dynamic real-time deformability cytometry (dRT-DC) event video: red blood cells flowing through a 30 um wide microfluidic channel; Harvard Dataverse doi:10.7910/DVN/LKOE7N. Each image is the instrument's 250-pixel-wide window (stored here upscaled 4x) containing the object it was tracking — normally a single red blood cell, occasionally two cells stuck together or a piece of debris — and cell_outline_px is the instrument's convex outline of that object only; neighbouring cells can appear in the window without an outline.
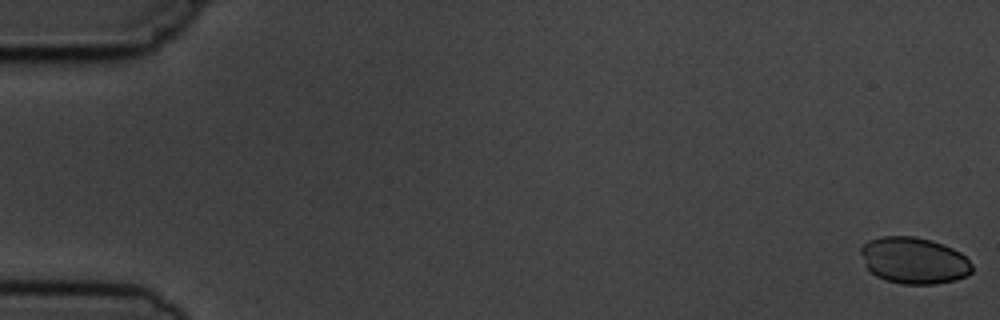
{"species": "common noctule bat (a hibernating species)", "species_latin": "Nyctalus noctula", "temperature_condition": "cold", "stored_images_in_passage": 7, "camera_frame_rate_fps": 3000, "um_per_image_px": 0.085, "animal": {"sex": "male", "body_mass_g": 19.5, "forearm_length_mm": 54.6}, "frame": {"image": 1, "passage_image": 1, "time_ms": 0.0, "image_size_px": [1000, 320], "cell_outline_px": [[972, 272], [968, 276], [956, 280], [936, 284], [900, 284], [884, 280], [876, 276], [864, 264], [860, 252], [860, 248], [868, 240], [880, 236], [916, 236], [932, 240], [944, 244], [960, 252], [972, 264]], "centroid_in_image_um": [77.68, 22.14], "position_along_channel_um": 7.3, "area_um2": 30.52}}